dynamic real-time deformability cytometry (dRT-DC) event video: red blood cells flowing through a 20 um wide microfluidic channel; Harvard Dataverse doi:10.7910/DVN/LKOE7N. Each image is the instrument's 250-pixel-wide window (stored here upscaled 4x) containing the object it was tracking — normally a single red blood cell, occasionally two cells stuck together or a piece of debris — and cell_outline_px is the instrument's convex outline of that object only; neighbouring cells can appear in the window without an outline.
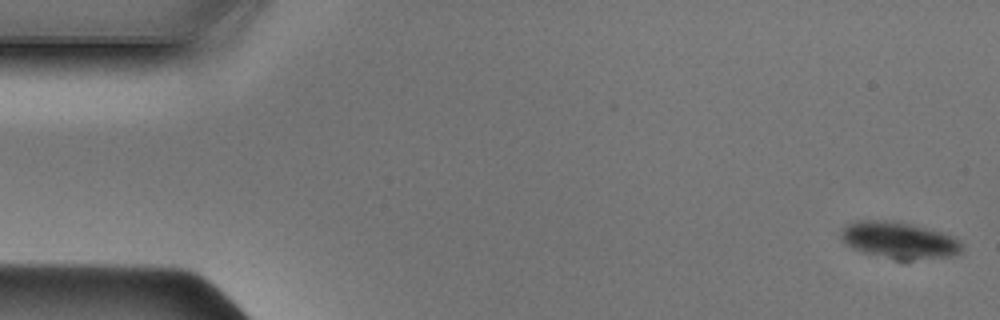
{"species": "Egyptian fruit bat (a non-hibernating species)", "species_latin": "Rousettus aegyptiacus", "temperature_condition": "cold", "stored_images_in_passage": 9, "camera_frame_rate_fps": 3000, "um_per_image_px": 0.085, "animal": {"sex": "male"}, "frame": {"image": 1, "passage_image": 1, "time_ms": 0.0, "image_size_px": [1000, 320], "cell_outline_px": [[960, 252], [952, 256], [912, 260], [896, 260], [860, 252], [852, 248], [840, 236], [840, 232], [848, 224], [856, 220], [892, 220], [912, 224], [940, 232], [952, 236], [960, 240]], "centroid_in_image_um": [76.39, 20.42], "position_along_channel_um": 8.6, "area_um2": 25.84}}